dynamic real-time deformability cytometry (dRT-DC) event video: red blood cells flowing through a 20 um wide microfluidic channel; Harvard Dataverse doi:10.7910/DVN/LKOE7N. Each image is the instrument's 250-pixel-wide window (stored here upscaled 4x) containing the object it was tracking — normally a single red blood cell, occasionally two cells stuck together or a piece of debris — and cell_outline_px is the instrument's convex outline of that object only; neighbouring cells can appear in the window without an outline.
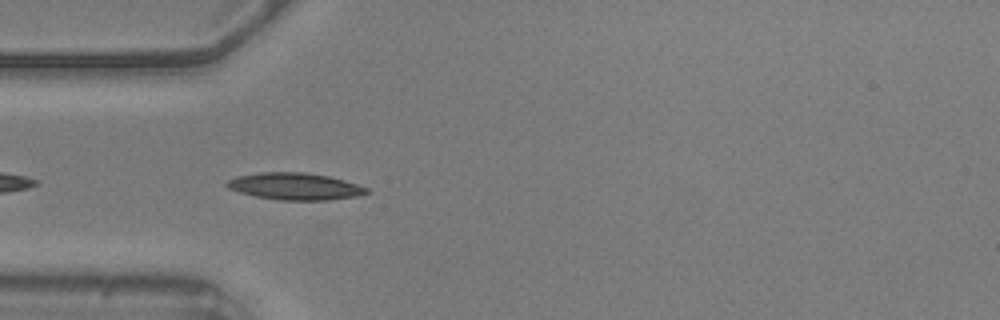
{"species": "common noctule bat (a hibernating species)", "species_latin": "Nyctalus noctula", "temperature_condition": "warm", "stored_images_in_passage": 6, "camera_frame_rate_fps": 3000, "um_per_image_px": 0.085, "animal": {"sex": "male", "body_mass_g": 20.5, "forearm_length_mm": 52.5}, "frame": {"image": 1, "passage_image": 4, "time_ms": 1.0, "image_size_px": [1000, 320], "cell_outline_px": [[372, 192], [356, 196], [328, 200], [280, 200], [256, 196], [240, 192], [228, 188], [224, 184], [228, 180], [236, 176], [260, 172], [304, 172], [328, 176], [344, 180], [368, 188]], "centroid_in_image_um": [25.07, 15.83], "position_along_channel_um": 59.9, "area_um2": 21.91}}